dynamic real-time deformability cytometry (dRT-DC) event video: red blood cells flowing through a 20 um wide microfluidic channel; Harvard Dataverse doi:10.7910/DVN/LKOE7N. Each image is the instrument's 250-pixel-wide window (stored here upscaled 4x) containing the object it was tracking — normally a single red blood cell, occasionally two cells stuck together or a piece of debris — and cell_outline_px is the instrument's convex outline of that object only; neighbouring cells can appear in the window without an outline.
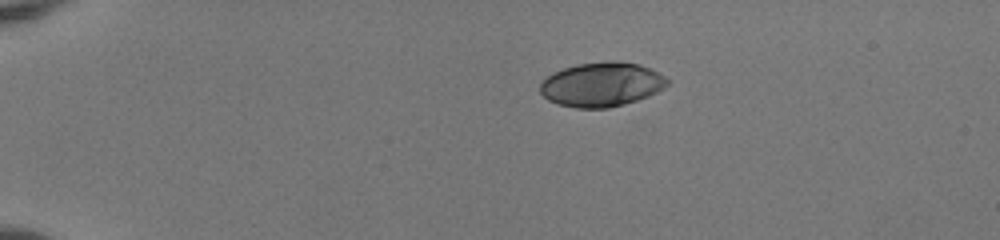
{"species": "human", "species_latin": "Homo sapiens", "temperature_condition": "room temperature", "stored_images_in_passage": 42, "camera_frame_rate_fps": 3000, "um_per_image_px": 0.085, "donor": {"sex": "female"}, "frame": {"image": 1, "passage_image": 1, "time_ms": 0.0, "image_size_px": [1000, 240], "cell_outline_px": [[668, 84], [664, 88], [648, 96], [624, 104], [608, 108], [576, 108], [556, 104], [548, 100], [540, 92], [540, 80], [552, 72], [576, 64], [608, 60], [620, 60], [640, 64], [660, 72], [668, 80]], "centroid_in_image_um": [51.12, 7.16], "position_along_channel_um": 33.9, "area_um2": 33.35}}
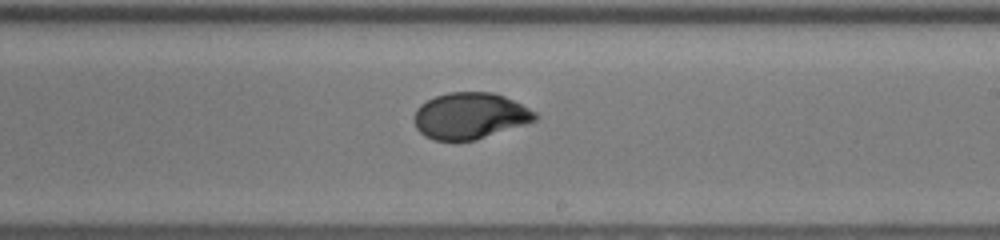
{"frame": {"image": 2, "passage_image": 23, "time_ms": 7.333, "image_size_px": [1000, 240], "cell_outline_px": [[540, 116], [536, 120], [476, 140], [432, 140], [424, 136], [416, 128], [416, 108], [420, 104], [436, 96], [448, 92], [492, 92], [504, 96], [536, 112]], "centroid_in_image_um": [39.95, 9.84], "position_along_channel_um": 249.1, "area_um2": 32.37}}
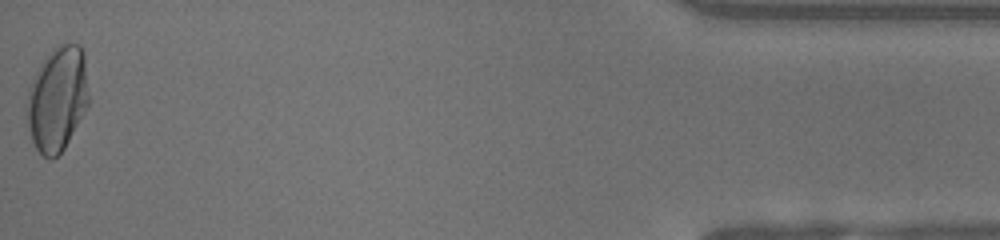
{"frame": {"image": 3, "passage_image": 42, "time_ms": 13.667, "image_size_px": [1000, 240], "cell_outline_px": [[88, 104], [64, 148], [52, 160], [48, 160], [36, 148], [32, 140], [24, 108], [28, 92], [32, 80], [40, 64], [56, 44], [80, 44], [84, 52], [88, 96]], "centroid_in_image_um": [4.85, 8.39], "position_along_channel_um": 430.4, "area_um2": 37.57}, "authors_computed_cell_mechanics": {"area_um2": 32.946, "velocity_mm_per_s": 4.0428, "shape_relaxation_time_tau1_ms": 3.6658, "shape_relaxation_time_tau2_ms": null, "deformation_change_tau1": 0.1907, "deformation_change_tau2": null}}